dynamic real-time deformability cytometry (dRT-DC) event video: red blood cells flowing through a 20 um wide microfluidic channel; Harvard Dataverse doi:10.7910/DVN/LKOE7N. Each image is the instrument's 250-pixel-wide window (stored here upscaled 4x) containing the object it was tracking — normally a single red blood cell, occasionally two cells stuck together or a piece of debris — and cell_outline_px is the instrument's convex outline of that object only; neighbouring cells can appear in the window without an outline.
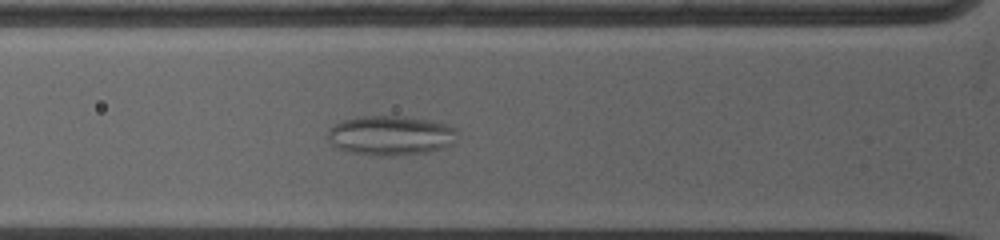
{"species": "common noctule bat (a hibernating species)", "species_latin": "Nyctalus noctula", "temperature_condition": "warm", "stored_images_in_passage": 49, "camera_frame_rate_fps": 5000, "um_per_image_px": 0.085, "animal": {"sex": "female", "body_mass_g": 19.0, "forearm_length_mm": 53.3}, "frame": {"image": 1, "passage_image": 13, "time_ms": 3.2, "image_size_px": [1000, 240], "cell_outline_px": [[456, 132], [452, 144], [444, 148], [428, 152], [392, 156], [380, 156], [352, 152], [336, 148], [332, 144], [328, 136], [328, 132], [336, 124], [344, 120], [360, 116], [404, 116], [428, 120], [448, 124], [456, 128]], "centroid_in_image_um": [33.23, 11.52], "position_along_channel_um": 92.6, "area_um2": 29.77}}
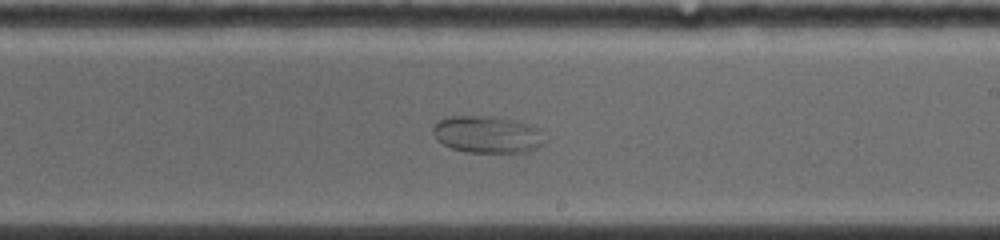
{"frame": {"image": 2, "passage_image": 27, "time_ms": 7.2, "image_size_px": [1000, 240], "cell_outline_px": [[544, 144], [536, 148], [524, 152], [464, 152], [452, 148], [436, 140], [432, 132], [432, 128], [440, 120], [448, 116], [488, 116], [512, 120], [540, 128]], "centroid_in_image_um": [41.39, 11.43], "position_along_channel_um": 247.6, "area_um2": 23.93}}
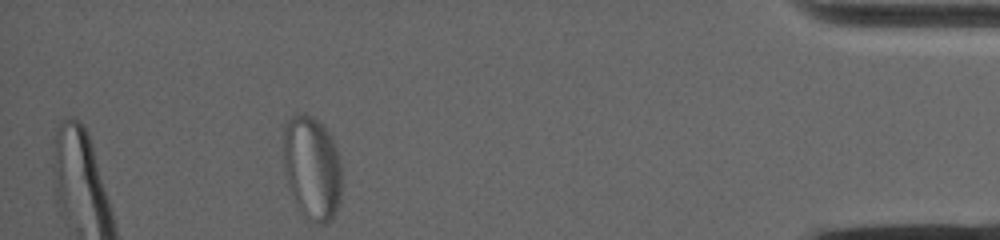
{"frame": {"image": 3, "passage_image": 49, "time_ms": 13.0, "image_size_px": [1000, 240], "cell_outline_px": [[340, 204], [332, 220], [324, 224], [312, 224], [300, 208], [288, 188], [284, 172], [284, 128], [288, 120], [296, 112], [304, 112], [312, 116], [332, 136], [336, 144], [340, 156]], "centroid_in_image_um": [26.53, 14.26], "position_along_channel_um": 408.7, "area_um2": 35.66}}